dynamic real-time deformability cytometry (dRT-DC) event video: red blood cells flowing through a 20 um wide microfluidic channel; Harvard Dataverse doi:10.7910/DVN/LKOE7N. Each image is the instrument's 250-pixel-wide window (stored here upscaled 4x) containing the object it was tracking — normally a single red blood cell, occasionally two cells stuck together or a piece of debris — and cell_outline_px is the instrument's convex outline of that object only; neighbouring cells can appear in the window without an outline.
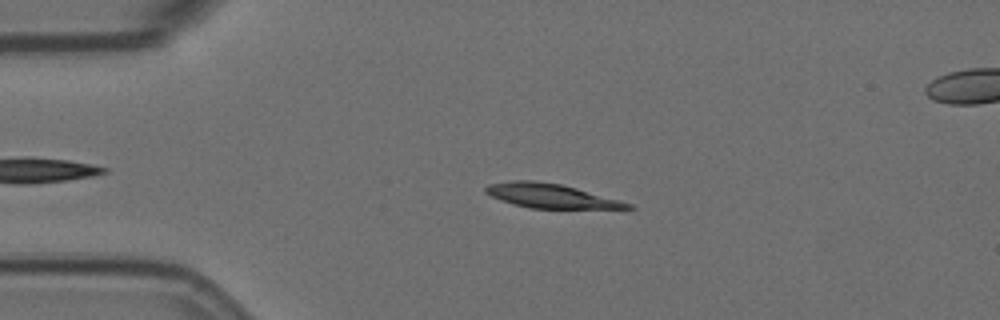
{"species": "Egyptian fruit bat (a non-hibernating species)", "species_latin": "Rousettus aegyptiacus", "temperature_condition": "room temperature", "stored_images_in_passage": 49, "camera_frame_rate_fps": 3000, "um_per_image_px": 0.085, "animal": {"sex": "female"}, "frame": {"image": 1, "passage_image": 11, "time_ms": 3.333, "image_size_px": [1000, 320], "cell_outline_px": [[636, 208], [528, 208], [512, 204], [500, 200], [484, 192], [484, 188], [488, 184], [512, 180], [532, 180], [560, 184], [576, 188], [620, 200], [632, 204]], "centroid_in_image_um": [46.75, 16.64], "position_along_channel_um": 38.2, "area_um2": 19.88}}
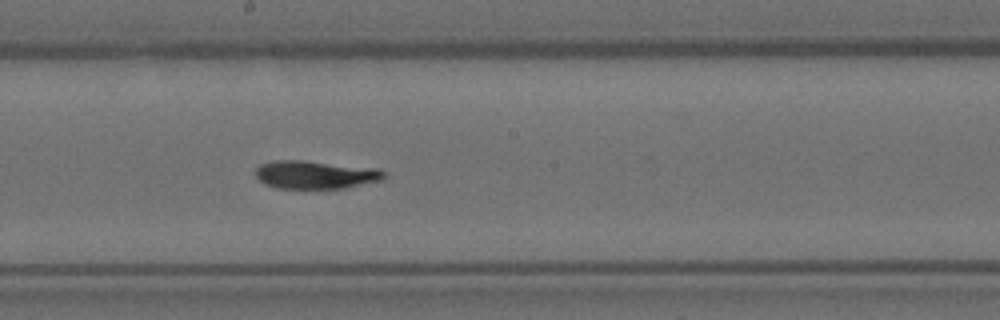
{"frame": {"image": 2, "passage_image": 29, "time_ms": 9.333, "image_size_px": [1000, 320], "cell_outline_px": [[388, 176], [380, 180], [348, 188], [276, 188], [264, 184], [256, 176], [256, 168], [260, 164], [272, 160], [304, 160], [380, 168]], "centroid_in_image_um": [26.83, 14.84], "position_along_channel_um": 221.4, "area_um2": 21.33}}
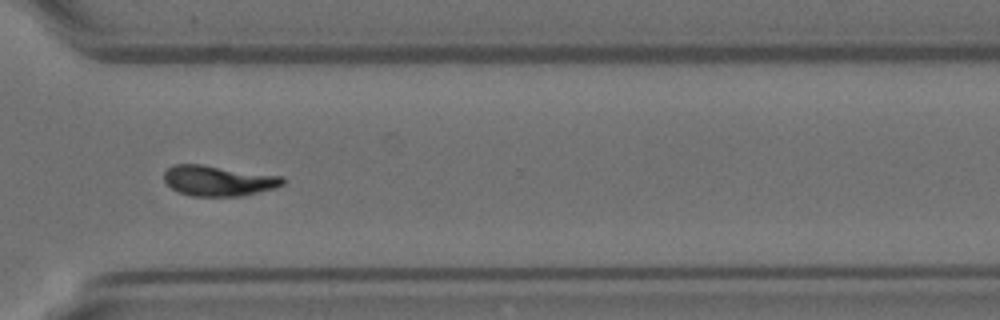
{"frame": {"image": 3, "passage_image": 40, "time_ms": 13.0, "image_size_px": [1000, 320], "cell_outline_px": [[284, 184], [276, 188], [240, 196], [192, 196], [180, 192], [172, 188], [164, 180], [164, 172], [172, 164], [200, 164], [284, 176]], "centroid_in_image_um": [18.58, 15.35], "position_along_channel_um": 352.0, "area_um2": 21.04}, "authors_computed_cell_mechanics": {"area_um2": 20.519, "velocity_mm_per_s": 3.5704, "shape_relaxation_time_tau1_ms": 4.808, "shape_relaxation_time_tau2_ms": 6.3525, "deformation_change_tau1": 0.1687, "deformation_change_tau2": 0.1054}}